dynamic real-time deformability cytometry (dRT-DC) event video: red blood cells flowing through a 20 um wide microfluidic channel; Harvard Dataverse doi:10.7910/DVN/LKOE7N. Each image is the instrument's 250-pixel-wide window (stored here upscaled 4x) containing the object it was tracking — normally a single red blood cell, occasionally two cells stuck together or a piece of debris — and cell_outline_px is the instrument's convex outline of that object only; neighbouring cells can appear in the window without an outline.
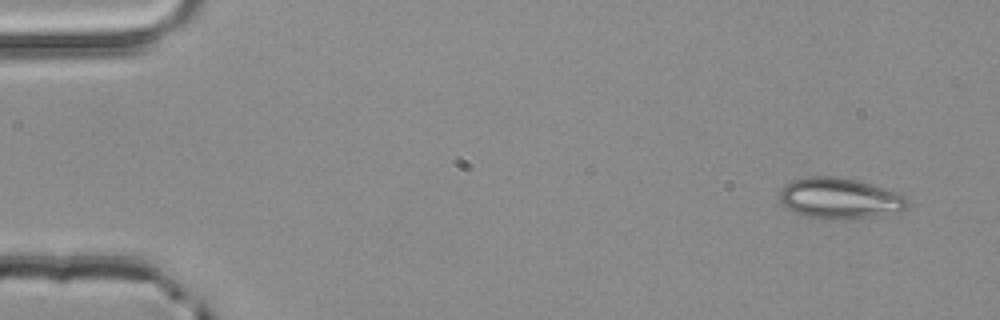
{"species": "common noctule bat (a hibernating species)", "species_latin": "Nyctalus noctula", "temperature_condition": "room temperature", "stored_images_in_passage": 3, "camera_frame_rate_fps": 3000, "um_per_image_px": 0.085, "animal": {"sex": "male", "body_mass_g": 20.4}, "frame": {"image": 1, "passage_image": 1, "time_ms": 0.0, "image_size_px": [1000, 320], "cell_outline_px": [[908, 204], [900, 212], [876, 216], [808, 216], [784, 208], [780, 200], [780, 192], [784, 184], [792, 180], [808, 176], [836, 176], [856, 180], [884, 188], [896, 192], [904, 196]], "centroid_in_image_um": [71.33, 16.8], "position_along_channel_um": 13.7, "area_um2": 29.36}}